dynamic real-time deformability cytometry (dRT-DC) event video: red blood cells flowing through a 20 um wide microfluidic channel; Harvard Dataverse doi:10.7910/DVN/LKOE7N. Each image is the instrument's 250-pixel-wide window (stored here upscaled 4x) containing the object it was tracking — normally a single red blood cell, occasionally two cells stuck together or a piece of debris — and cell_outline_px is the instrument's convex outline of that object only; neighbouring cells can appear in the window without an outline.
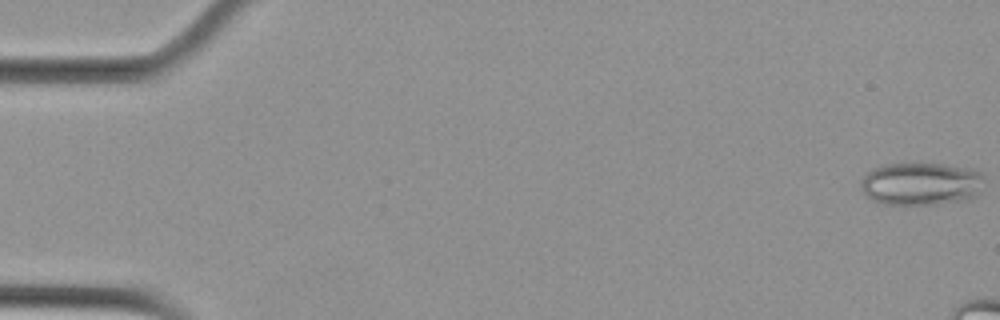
{"species": "Egyptian fruit bat (a non-hibernating species)", "species_latin": "Rousettus aegyptiacus", "temperature_condition": "cold", "stored_images_in_passage": 20, "camera_frame_rate_fps": 3000, "um_per_image_px": 0.085, "animal": {"sex": "female"}, "frame": {"image": 1, "passage_image": 1, "time_ms": 0.0, "image_size_px": [1000, 320], "cell_outline_px": [[980, 176], [972, 196], [968, 200], [936, 204], [884, 204], [872, 200], [860, 188], [860, 180], [868, 172], [884, 164], [904, 160], [944, 164], [972, 168], [980, 172]], "centroid_in_image_um": [78.16, 15.57], "position_along_channel_um": 6.8, "area_um2": 30.92}}